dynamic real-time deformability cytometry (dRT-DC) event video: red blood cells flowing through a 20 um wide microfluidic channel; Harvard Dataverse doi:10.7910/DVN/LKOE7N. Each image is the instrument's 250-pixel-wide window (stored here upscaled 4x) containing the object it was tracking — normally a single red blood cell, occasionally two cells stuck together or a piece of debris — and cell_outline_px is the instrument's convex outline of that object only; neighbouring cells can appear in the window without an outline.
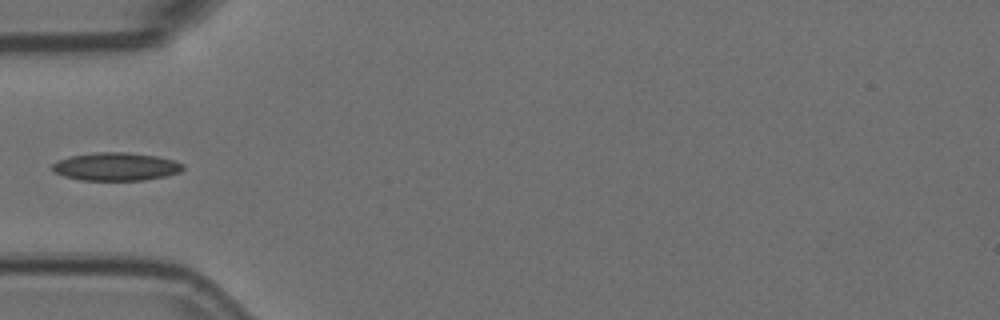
{"species": "Egyptian fruit bat (a non-hibernating species)", "species_latin": "Rousettus aegyptiacus", "temperature_condition": "room temperature", "stored_images_in_passage": 4, "camera_frame_rate_fps": 3000, "um_per_image_px": 0.085, "animal": {"sex": "female"}, "frame": {"image": 1, "passage_image": 1, "time_ms": 0.0, "image_size_px": [1000, 320], "cell_outline_px": [[184, 168], [180, 172], [164, 176], [144, 180], [80, 180], [64, 176], [56, 172], [52, 168], [52, 164], [56, 160], [68, 156], [96, 152], [124, 152], [156, 156], [172, 160], [184, 164]], "centroid_in_image_um": [9.83, 14.16], "position_along_channel_um": 75.2, "area_um2": 21.33}}
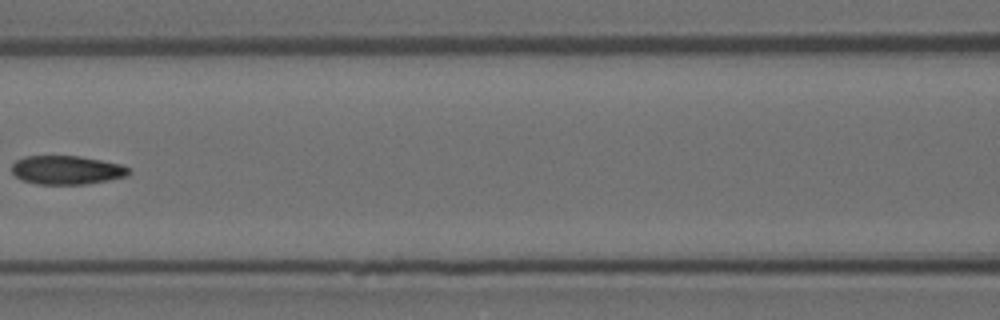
{"frame": {"image": 2, "passage_image": 3, "time_ms": 0.667, "image_size_px": [1000, 320], "cell_outline_px": [[132, 172], [128, 176], [108, 180], [84, 184], [36, 184], [24, 180], [16, 176], [12, 172], [12, 164], [16, 160], [24, 156], [80, 156], [120, 164], [128, 168]], "centroid_in_image_um": [5.68, 14.45], "position_along_channel_um": 160.9, "area_um2": 19.54}}
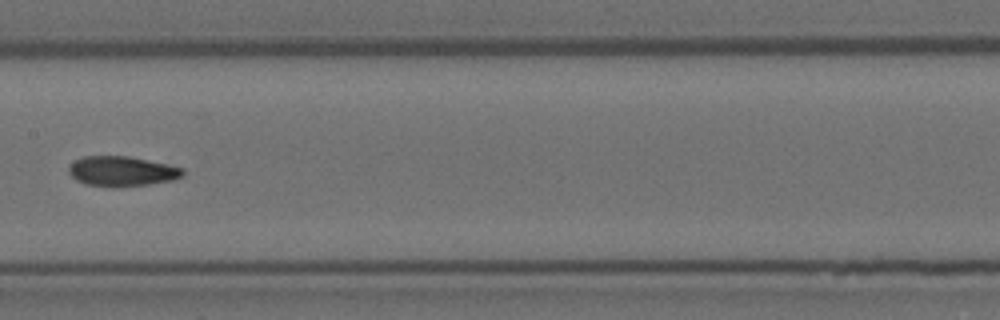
{"frame": {"image": 3, "passage_image": 4, "time_ms": 1.0, "image_size_px": [1000, 320], "cell_outline_px": [[184, 176], [176, 180], [148, 184], [108, 188], [88, 184], [76, 180], [68, 172], [68, 168], [76, 160], [84, 156], [128, 156], [184, 168]], "centroid_in_image_um": [10.38, 14.57], "position_along_channel_um": 197.0, "area_um2": 19.94}}